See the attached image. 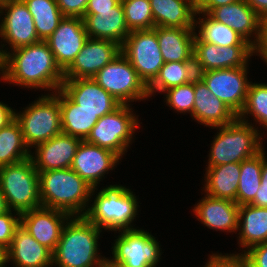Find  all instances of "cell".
I'll list each match as a JSON object with an SVG mask.
<instances>
[{
	"mask_svg": "<svg viewBox=\"0 0 267 267\" xmlns=\"http://www.w3.org/2000/svg\"><path fill=\"white\" fill-rule=\"evenodd\" d=\"M12 1H14V0H0V7L2 5L8 4L9 2H12Z\"/></svg>",
	"mask_w": 267,
	"mask_h": 267,
	"instance_id": "cell-52",
	"label": "cell"
},
{
	"mask_svg": "<svg viewBox=\"0 0 267 267\" xmlns=\"http://www.w3.org/2000/svg\"><path fill=\"white\" fill-rule=\"evenodd\" d=\"M205 267H249L247 261L239 254H213Z\"/></svg>",
	"mask_w": 267,
	"mask_h": 267,
	"instance_id": "cell-41",
	"label": "cell"
},
{
	"mask_svg": "<svg viewBox=\"0 0 267 267\" xmlns=\"http://www.w3.org/2000/svg\"><path fill=\"white\" fill-rule=\"evenodd\" d=\"M112 247L113 259L106 264H119L124 267L156 266L161 259L159 242L149 232L142 229L120 230Z\"/></svg>",
	"mask_w": 267,
	"mask_h": 267,
	"instance_id": "cell-11",
	"label": "cell"
},
{
	"mask_svg": "<svg viewBox=\"0 0 267 267\" xmlns=\"http://www.w3.org/2000/svg\"><path fill=\"white\" fill-rule=\"evenodd\" d=\"M15 119V112L6 104L0 102V129L5 128Z\"/></svg>",
	"mask_w": 267,
	"mask_h": 267,
	"instance_id": "cell-47",
	"label": "cell"
},
{
	"mask_svg": "<svg viewBox=\"0 0 267 267\" xmlns=\"http://www.w3.org/2000/svg\"><path fill=\"white\" fill-rule=\"evenodd\" d=\"M263 150L257 155L241 162V174L236 194V203L250 204L261 186Z\"/></svg>",
	"mask_w": 267,
	"mask_h": 267,
	"instance_id": "cell-34",
	"label": "cell"
},
{
	"mask_svg": "<svg viewBox=\"0 0 267 267\" xmlns=\"http://www.w3.org/2000/svg\"><path fill=\"white\" fill-rule=\"evenodd\" d=\"M197 76L194 61L164 63L158 76L148 86V95L151 97L156 91L164 92L169 88L189 83Z\"/></svg>",
	"mask_w": 267,
	"mask_h": 267,
	"instance_id": "cell-31",
	"label": "cell"
},
{
	"mask_svg": "<svg viewBox=\"0 0 267 267\" xmlns=\"http://www.w3.org/2000/svg\"><path fill=\"white\" fill-rule=\"evenodd\" d=\"M16 267H52V251L37 242L21 225L16 229L10 247L6 250V262Z\"/></svg>",
	"mask_w": 267,
	"mask_h": 267,
	"instance_id": "cell-24",
	"label": "cell"
},
{
	"mask_svg": "<svg viewBox=\"0 0 267 267\" xmlns=\"http://www.w3.org/2000/svg\"><path fill=\"white\" fill-rule=\"evenodd\" d=\"M253 115L256 122L267 130V84L250 83L246 102L238 119L245 121V115Z\"/></svg>",
	"mask_w": 267,
	"mask_h": 267,
	"instance_id": "cell-36",
	"label": "cell"
},
{
	"mask_svg": "<svg viewBox=\"0 0 267 267\" xmlns=\"http://www.w3.org/2000/svg\"><path fill=\"white\" fill-rule=\"evenodd\" d=\"M194 107L192 117L202 125L220 127L235 121L238 116L197 76L194 79Z\"/></svg>",
	"mask_w": 267,
	"mask_h": 267,
	"instance_id": "cell-22",
	"label": "cell"
},
{
	"mask_svg": "<svg viewBox=\"0 0 267 267\" xmlns=\"http://www.w3.org/2000/svg\"><path fill=\"white\" fill-rule=\"evenodd\" d=\"M205 193L208 196L236 202L241 163H228L206 168Z\"/></svg>",
	"mask_w": 267,
	"mask_h": 267,
	"instance_id": "cell-28",
	"label": "cell"
},
{
	"mask_svg": "<svg viewBox=\"0 0 267 267\" xmlns=\"http://www.w3.org/2000/svg\"><path fill=\"white\" fill-rule=\"evenodd\" d=\"M119 159L116 153L82 140L70 168L92 188H96L100 179L115 168Z\"/></svg>",
	"mask_w": 267,
	"mask_h": 267,
	"instance_id": "cell-19",
	"label": "cell"
},
{
	"mask_svg": "<svg viewBox=\"0 0 267 267\" xmlns=\"http://www.w3.org/2000/svg\"><path fill=\"white\" fill-rule=\"evenodd\" d=\"M52 93L42 95L22 113L15 112V119L21 127L28 148L62 133L59 90Z\"/></svg>",
	"mask_w": 267,
	"mask_h": 267,
	"instance_id": "cell-7",
	"label": "cell"
},
{
	"mask_svg": "<svg viewBox=\"0 0 267 267\" xmlns=\"http://www.w3.org/2000/svg\"><path fill=\"white\" fill-rule=\"evenodd\" d=\"M62 133L86 140L99 118L92 112L78 108L61 89H59Z\"/></svg>",
	"mask_w": 267,
	"mask_h": 267,
	"instance_id": "cell-30",
	"label": "cell"
},
{
	"mask_svg": "<svg viewBox=\"0 0 267 267\" xmlns=\"http://www.w3.org/2000/svg\"><path fill=\"white\" fill-rule=\"evenodd\" d=\"M155 27L196 28L195 1L150 0Z\"/></svg>",
	"mask_w": 267,
	"mask_h": 267,
	"instance_id": "cell-27",
	"label": "cell"
},
{
	"mask_svg": "<svg viewBox=\"0 0 267 267\" xmlns=\"http://www.w3.org/2000/svg\"><path fill=\"white\" fill-rule=\"evenodd\" d=\"M88 39L81 17H64L56 30L45 40L57 65L64 72L75 60Z\"/></svg>",
	"mask_w": 267,
	"mask_h": 267,
	"instance_id": "cell-16",
	"label": "cell"
},
{
	"mask_svg": "<svg viewBox=\"0 0 267 267\" xmlns=\"http://www.w3.org/2000/svg\"><path fill=\"white\" fill-rule=\"evenodd\" d=\"M106 267H124V266L119 264H106ZM151 267H156V266H151Z\"/></svg>",
	"mask_w": 267,
	"mask_h": 267,
	"instance_id": "cell-51",
	"label": "cell"
},
{
	"mask_svg": "<svg viewBox=\"0 0 267 267\" xmlns=\"http://www.w3.org/2000/svg\"><path fill=\"white\" fill-rule=\"evenodd\" d=\"M258 207L267 208V158L263 149V167L261 176V186L258 188L254 200L250 203Z\"/></svg>",
	"mask_w": 267,
	"mask_h": 267,
	"instance_id": "cell-44",
	"label": "cell"
},
{
	"mask_svg": "<svg viewBox=\"0 0 267 267\" xmlns=\"http://www.w3.org/2000/svg\"><path fill=\"white\" fill-rule=\"evenodd\" d=\"M68 221L52 252V264L57 267H106L108 259L100 258L98 254L97 240L102 230L85 216H71Z\"/></svg>",
	"mask_w": 267,
	"mask_h": 267,
	"instance_id": "cell-2",
	"label": "cell"
},
{
	"mask_svg": "<svg viewBox=\"0 0 267 267\" xmlns=\"http://www.w3.org/2000/svg\"><path fill=\"white\" fill-rule=\"evenodd\" d=\"M121 0H89L86 11H105L115 7Z\"/></svg>",
	"mask_w": 267,
	"mask_h": 267,
	"instance_id": "cell-46",
	"label": "cell"
},
{
	"mask_svg": "<svg viewBox=\"0 0 267 267\" xmlns=\"http://www.w3.org/2000/svg\"><path fill=\"white\" fill-rule=\"evenodd\" d=\"M243 252L239 255L245 258L249 267H267V242L252 246Z\"/></svg>",
	"mask_w": 267,
	"mask_h": 267,
	"instance_id": "cell-40",
	"label": "cell"
},
{
	"mask_svg": "<svg viewBox=\"0 0 267 267\" xmlns=\"http://www.w3.org/2000/svg\"><path fill=\"white\" fill-rule=\"evenodd\" d=\"M215 128H219V132L210 147L208 167L241 163L264 149L258 127L254 128L247 119L241 121L237 118L230 124Z\"/></svg>",
	"mask_w": 267,
	"mask_h": 267,
	"instance_id": "cell-4",
	"label": "cell"
},
{
	"mask_svg": "<svg viewBox=\"0 0 267 267\" xmlns=\"http://www.w3.org/2000/svg\"><path fill=\"white\" fill-rule=\"evenodd\" d=\"M121 53L130 61L147 87L165 63L157 40V27L131 31L121 46Z\"/></svg>",
	"mask_w": 267,
	"mask_h": 267,
	"instance_id": "cell-10",
	"label": "cell"
},
{
	"mask_svg": "<svg viewBox=\"0 0 267 267\" xmlns=\"http://www.w3.org/2000/svg\"><path fill=\"white\" fill-rule=\"evenodd\" d=\"M41 204L71 216H84L89 199L95 192L73 169L38 172ZM88 202V203H87Z\"/></svg>",
	"mask_w": 267,
	"mask_h": 267,
	"instance_id": "cell-3",
	"label": "cell"
},
{
	"mask_svg": "<svg viewBox=\"0 0 267 267\" xmlns=\"http://www.w3.org/2000/svg\"><path fill=\"white\" fill-rule=\"evenodd\" d=\"M247 68L209 70L199 73L198 76L209 90L238 116L244 108L251 83L247 79Z\"/></svg>",
	"mask_w": 267,
	"mask_h": 267,
	"instance_id": "cell-12",
	"label": "cell"
},
{
	"mask_svg": "<svg viewBox=\"0 0 267 267\" xmlns=\"http://www.w3.org/2000/svg\"><path fill=\"white\" fill-rule=\"evenodd\" d=\"M252 45L217 46L194 38L193 58L197 75L209 70L248 67Z\"/></svg>",
	"mask_w": 267,
	"mask_h": 267,
	"instance_id": "cell-13",
	"label": "cell"
},
{
	"mask_svg": "<svg viewBox=\"0 0 267 267\" xmlns=\"http://www.w3.org/2000/svg\"><path fill=\"white\" fill-rule=\"evenodd\" d=\"M6 263V250L0 246V267H5Z\"/></svg>",
	"mask_w": 267,
	"mask_h": 267,
	"instance_id": "cell-50",
	"label": "cell"
},
{
	"mask_svg": "<svg viewBox=\"0 0 267 267\" xmlns=\"http://www.w3.org/2000/svg\"><path fill=\"white\" fill-rule=\"evenodd\" d=\"M0 72L2 80L10 84L54 92L61 89L64 81V72L57 65L48 43L42 40L11 53L0 48Z\"/></svg>",
	"mask_w": 267,
	"mask_h": 267,
	"instance_id": "cell-1",
	"label": "cell"
},
{
	"mask_svg": "<svg viewBox=\"0 0 267 267\" xmlns=\"http://www.w3.org/2000/svg\"><path fill=\"white\" fill-rule=\"evenodd\" d=\"M71 218L65 211L39 207L20 214V225L41 245L55 250L64 225Z\"/></svg>",
	"mask_w": 267,
	"mask_h": 267,
	"instance_id": "cell-17",
	"label": "cell"
},
{
	"mask_svg": "<svg viewBox=\"0 0 267 267\" xmlns=\"http://www.w3.org/2000/svg\"><path fill=\"white\" fill-rule=\"evenodd\" d=\"M83 20L91 39L111 40L122 46L130 34L121 1L110 10L85 11Z\"/></svg>",
	"mask_w": 267,
	"mask_h": 267,
	"instance_id": "cell-21",
	"label": "cell"
},
{
	"mask_svg": "<svg viewBox=\"0 0 267 267\" xmlns=\"http://www.w3.org/2000/svg\"><path fill=\"white\" fill-rule=\"evenodd\" d=\"M21 127L14 119L5 128L0 129V167L15 164L30 157Z\"/></svg>",
	"mask_w": 267,
	"mask_h": 267,
	"instance_id": "cell-32",
	"label": "cell"
},
{
	"mask_svg": "<svg viewBox=\"0 0 267 267\" xmlns=\"http://www.w3.org/2000/svg\"><path fill=\"white\" fill-rule=\"evenodd\" d=\"M166 104L180 113L193 114L194 107V80L179 86L167 89L166 91Z\"/></svg>",
	"mask_w": 267,
	"mask_h": 267,
	"instance_id": "cell-38",
	"label": "cell"
},
{
	"mask_svg": "<svg viewBox=\"0 0 267 267\" xmlns=\"http://www.w3.org/2000/svg\"><path fill=\"white\" fill-rule=\"evenodd\" d=\"M0 190L14 212L21 214L42 206L38 171L30 157L0 167Z\"/></svg>",
	"mask_w": 267,
	"mask_h": 267,
	"instance_id": "cell-6",
	"label": "cell"
},
{
	"mask_svg": "<svg viewBox=\"0 0 267 267\" xmlns=\"http://www.w3.org/2000/svg\"><path fill=\"white\" fill-rule=\"evenodd\" d=\"M193 211L197 219L210 229L235 232L238 230L239 205L229 199L208 196L195 204Z\"/></svg>",
	"mask_w": 267,
	"mask_h": 267,
	"instance_id": "cell-23",
	"label": "cell"
},
{
	"mask_svg": "<svg viewBox=\"0 0 267 267\" xmlns=\"http://www.w3.org/2000/svg\"><path fill=\"white\" fill-rule=\"evenodd\" d=\"M31 13L36 33L45 41L65 17L59 10L56 0H23Z\"/></svg>",
	"mask_w": 267,
	"mask_h": 267,
	"instance_id": "cell-33",
	"label": "cell"
},
{
	"mask_svg": "<svg viewBox=\"0 0 267 267\" xmlns=\"http://www.w3.org/2000/svg\"><path fill=\"white\" fill-rule=\"evenodd\" d=\"M61 90L78 108L92 112L98 118L113 112L121 105L93 78L64 79Z\"/></svg>",
	"mask_w": 267,
	"mask_h": 267,
	"instance_id": "cell-14",
	"label": "cell"
},
{
	"mask_svg": "<svg viewBox=\"0 0 267 267\" xmlns=\"http://www.w3.org/2000/svg\"><path fill=\"white\" fill-rule=\"evenodd\" d=\"M121 52L111 40L88 38L72 64L64 71V79L93 78Z\"/></svg>",
	"mask_w": 267,
	"mask_h": 267,
	"instance_id": "cell-18",
	"label": "cell"
},
{
	"mask_svg": "<svg viewBox=\"0 0 267 267\" xmlns=\"http://www.w3.org/2000/svg\"><path fill=\"white\" fill-rule=\"evenodd\" d=\"M195 28L157 27V40L163 61H194Z\"/></svg>",
	"mask_w": 267,
	"mask_h": 267,
	"instance_id": "cell-26",
	"label": "cell"
},
{
	"mask_svg": "<svg viewBox=\"0 0 267 267\" xmlns=\"http://www.w3.org/2000/svg\"><path fill=\"white\" fill-rule=\"evenodd\" d=\"M209 15L216 21L230 26L249 44L253 45L256 42L261 18L245 0L216 7ZM252 35L255 37L253 41L250 39Z\"/></svg>",
	"mask_w": 267,
	"mask_h": 267,
	"instance_id": "cell-25",
	"label": "cell"
},
{
	"mask_svg": "<svg viewBox=\"0 0 267 267\" xmlns=\"http://www.w3.org/2000/svg\"><path fill=\"white\" fill-rule=\"evenodd\" d=\"M3 10L5 15L0 24V37L11 45L10 51L41 41L36 33L33 17L23 0L2 5V15Z\"/></svg>",
	"mask_w": 267,
	"mask_h": 267,
	"instance_id": "cell-15",
	"label": "cell"
},
{
	"mask_svg": "<svg viewBox=\"0 0 267 267\" xmlns=\"http://www.w3.org/2000/svg\"><path fill=\"white\" fill-rule=\"evenodd\" d=\"M81 139L61 133L36 145L35 156L30 155L38 172L70 168Z\"/></svg>",
	"mask_w": 267,
	"mask_h": 267,
	"instance_id": "cell-20",
	"label": "cell"
},
{
	"mask_svg": "<svg viewBox=\"0 0 267 267\" xmlns=\"http://www.w3.org/2000/svg\"><path fill=\"white\" fill-rule=\"evenodd\" d=\"M12 209L0 214V246L7 250L15 235L16 229L20 226V213L12 215ZM18 215V217H15Z\"/></svg>",
	"mask_w": 267,
	"mask_h": 267,
	"instance_id": "cell-39",
	"label": "cell"
},
{
	"mask_svg": "<svg viewBox=\"0 0 267 267\" xmlns=\"http://www.w3.org/2000/svg\"><path fill=\"white\" fill-rule=\"evenodd\" d=\"M89 0H56L60 12L65 17H81L85 11Z\"/></svg>",
	"mask_w": 267,
	"mask_h": 267,
	"instance_id": "cell-42",
	"label": "cell"
},
{
	"mask_svg": "<svg viewBox=\"0 0 267 267\" xmlns=\"http://www.w3.org/2000/svg\"><path fill=\"white\" fill-rule=\"evenodd\" d=\"M262 19L267 17V0H245Z\"/></svg>",
	"mask_w": 267,
	"mask_h": 267,
	"instance_id": "cell-48",
	"label": "cell"
},
{
	"mask_svg": "<svg viewBox=\"0 0 267 267\" xmlns=\"http://www.w3.org/2000/svg\"><path fill=\"white\" fill-rule=\"evenodd\" d=\"M93 79L121 104L129 105V102L149 97L148 87L121 52L99 70Z\"/></svg>",
	"mask_w": 267,
	"mask_h": 267,
	"instance_id": "cell-9",
	"label": "cell"
},
{
	"mask_svg": "<svg viewBox=\"0 0 267 267\" xmlns=\"http://www.w3.org/2000/svg\"><path fill=\"white\" fill-rule=\"evenodd\" d=\"M138 207L131 190L122 185H110L98 192L84 216L99 229L133 230L131 223L136 219Z\"/></svg>",
	"mask_w": 267,
	"mask_h": 267,
	"instance_id": "cell-5",
	"label": "cell"
},
{
	"mask_svg": "<svg viewBox=\"0 0 267 267\" xmlns=\"http://www.w3.org/2000/svg\"><path fill=\"white\" fill-rule=\"evenodd\" d=\"M130 105L121 104L113 112L99 118L86 141L116 153L120 158L131 142L139 122Z\"/></svg>",
	"mask_w": 267,
	"mask_h": 267,
	"instance_id": "cell-8",
	"label": "cell"
},
{
	"mask_svg": "<svg viewBox=\"0 0 267 267\" xmlns=\"http://www.w3.org/2000/svg\"><path fill=\"white\" fill-rule=\"evenodd\" d=\"M129 31L153 29L150 0H121Z\"/></svg>",
	"mask_w": 267,
	"mask_h": 267,
	"instance_id": "cell-37",
	"label": "cell"
},
{
	"mask_svg": "<svg viewBox=\"0 0 267 267\" xmlns=\"http://www.w3.org/2000/svg\"><path fill=\"white\" fill-rule=\"evenodd\" d=\"M239 244L251 248L267 242V208L247 204L239 206ZM242 224V225H241Z\"/></svg>",
	"mask_w": 267,
	"mask_h": 267,
	"instance_id": "cell-29",
	"label": "cell"
},
{
	"mask_svg": "<svg viewBox=\"0 0 267 267\" xmlns=\"http://www.w3.org/2000/svg\"><path fill=\"white\" fill-rule=\"evenodd\" d=\"M252 53H259L267 63V17L260 20L258 37L252 45Z\"/></svg>",
	"mask_w": 267,
	"mask_h": 267,
	"instance_id": "cell-43",
	"label": "cell"
},
{
	"mask_svg": "<svg viewBox=\"0 0 267 267\" xmlns=\"http://www.w3.org/2000/svg\"><path fill=\"white\" fill-rule=\"evenodd\" d=\"M205 18H197L195 27L199 24V35L197 36L204 42L217 46L251 45L240 34L230 26L213 19L208 13H201Z\"/></svg>",
	"mask_w": 267,
	"mask_h": 267,
	"instance_id": "cell-35",
	"label": "cell"
},
{
	"mask_svg": "<svg viewBox=\"0 0 267 267\" xmlns=\"http://www.w3.org/2000/svg\"><path fill=\"white\" fill-rule=\"evenodd\" d=\"M239 0H195L196 14L210 13L214 8L235 3Z\"/></svg>",
	"mask_w": 267,
	"mask_h": 267,
	"instance_id": "cell-45",
	"label": "cell"
},
{
	"mask_svg": "<svg viewBox=\"0 0 267 267\" xmlns=\"http://www.w3.org/2000/svg\"><path fill=\"white\" fill-rule=\"evenodd\" d=\"M9 207L7 205V202H6V198L4 196V194L1 192L0 190V214H3L7 211H9Z\"/></svg>",
	"mask_w": 267,
	"mask_h": 267,
	"instance_id": "cell-49",
	"label": "cell"
}]
</instances>
